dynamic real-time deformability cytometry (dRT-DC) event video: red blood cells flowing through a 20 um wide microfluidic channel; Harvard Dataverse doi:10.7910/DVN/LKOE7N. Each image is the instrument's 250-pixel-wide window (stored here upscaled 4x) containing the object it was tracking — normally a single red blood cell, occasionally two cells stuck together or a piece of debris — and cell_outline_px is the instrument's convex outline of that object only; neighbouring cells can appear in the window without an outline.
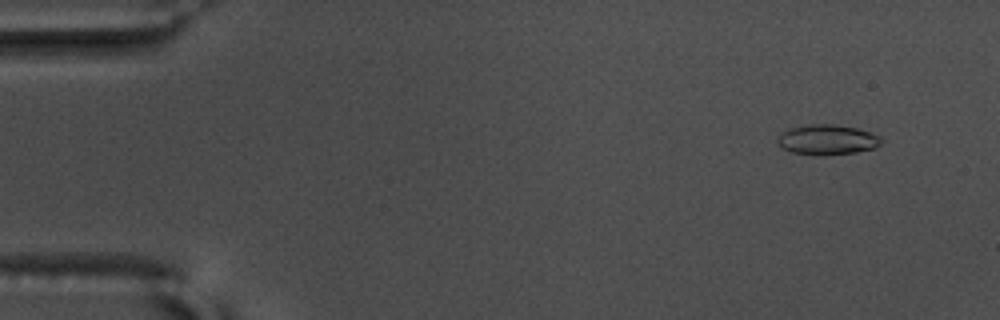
{"species": "common noctule bat (a hibernating species)", "species_latin": "Nyctalus noctula", "temperature_condition": "warm", "stored_images_in_passage": 13, "camera_frame_rate_fps": 3000, "um_per_image_px": 0.085, "animal": {"sex": "male", "body_mass_g": 17.5, "forearm_length_mm": 52.3}, "frame": {"image": 1, "passage_image": 4, "time_ms": 1.0, "image_size_px": [1000, 320], "cell_outline_px": [[880, 144], [872, 148], [856, 152], [824, 156], [820, 156], [792, 152], [784, 148], [776, 140], [788, 128], [804, 124], [836, 124], [856, 128], [880, 136]], "centroid_in_image_um": [70.29, 11.87], "position_along_channel_um": 14.7, "area_um2": 18.09}}